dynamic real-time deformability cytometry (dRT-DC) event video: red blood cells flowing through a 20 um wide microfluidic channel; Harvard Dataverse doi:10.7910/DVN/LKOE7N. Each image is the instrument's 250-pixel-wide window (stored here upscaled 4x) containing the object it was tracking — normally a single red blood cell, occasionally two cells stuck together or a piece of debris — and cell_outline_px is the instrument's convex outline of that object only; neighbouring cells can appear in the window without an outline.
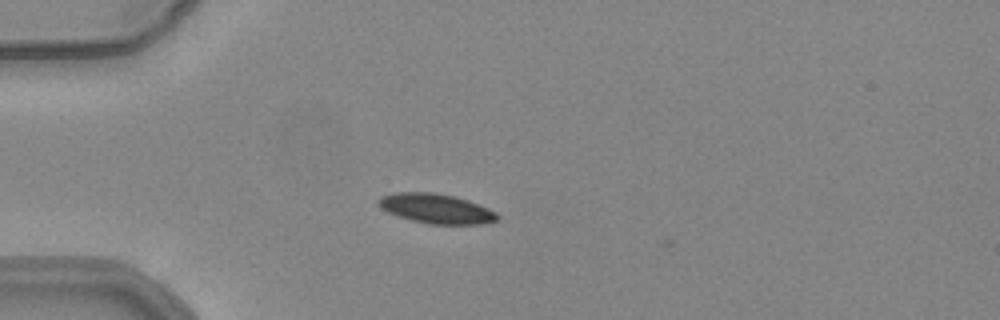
{"species": "common noctule bat (a hibernating species)", "species_latin": "Nyctalus noctula", "temperature_condition": "warm", "stored_images_in_passage": 10, "camera_frame_rate_fps": 3000, "um_per_image_px": 0.085, "animal": {"sex": "female", "body_mass_g": 24.6, "forearm_length_mm": 56.2}, "frame": {"image": 1, "passage_image": 8, "time_ms": 2.333, "image_size_px": [1000, 320], "cell_outline_px": [[500, 216], [496, 220], [484, 224], [428, 224], [412, 220], [388, 212], [380, 208], [376, 200], [380, 196], [396, 192], [432, 192], [452, 196], [468, 200], [488, 208], [496, 212]], "centroid_in_image_um": [37.06, 17.73], "position_along_channel_um": 47.9, "area_um2": 20.52}}